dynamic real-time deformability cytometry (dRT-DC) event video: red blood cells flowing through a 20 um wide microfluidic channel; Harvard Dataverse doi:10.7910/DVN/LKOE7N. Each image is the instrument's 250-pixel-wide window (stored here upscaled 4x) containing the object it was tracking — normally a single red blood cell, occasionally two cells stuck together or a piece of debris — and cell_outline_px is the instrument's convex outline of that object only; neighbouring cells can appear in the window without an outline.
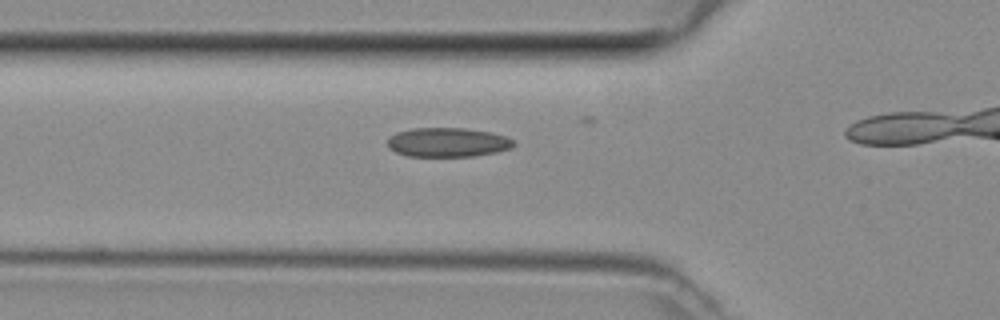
{"species": "common noctule bat (a hibernating species)", "species_latin": "Nyctalus noctula", "temperature_condition": "room temperature", "stored_images_in_passage": 11, "camera_frame_rate_fps": 3000, "um_per_image_px": 0.085, "animal": {"sex": "female", "body_mass_g": 29.2, "forearm_length_mm": 56.3}, "frame": {"image": 1, "passage_image": 7, "time_ms": 2.0, "image_size_px": [1000, 320], "cell_outline_px": [[516, 144], [512, 148], [496, 152], [476, 156], [408, 156], [396, 152], [388, 144], [388, 140], [396, 132], [412, 128], [464, 128], [492, 132], [516, 140]], "centroid_in_image_um": [38.12, 12.09], "position_along_channel_um": 87.7, "area_um2": 21.5}}
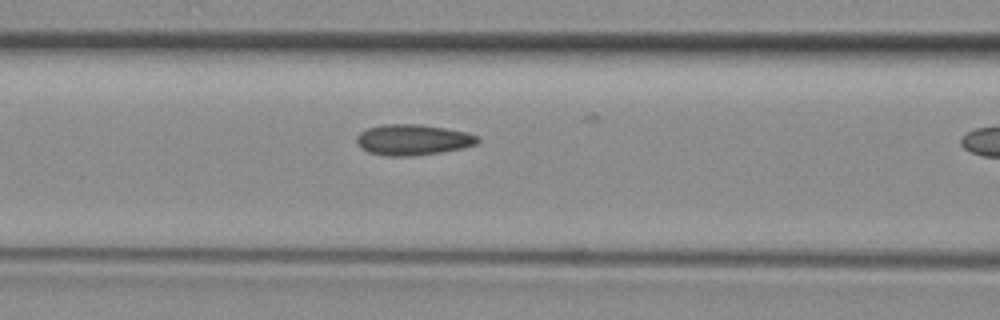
{"frame": {"image": 2, "passage_image": 10, "time_ms": 3.0, "image_size_px": [1000, 320], "cell_outline_px": [[480, 140], [476, 144], [464, 148], [440, 152], [404, 156], [388, 156], [368, 152], [360, 148], [356, 140], [356, 136], [360, 132], [368, 128], [384, 124], [420, 124], [468, 132], [480, 136]], "centroid_in_image_um": [35.1, 11.87], "position_along_channel_um": 131.5, "area_um2": 21.73}}